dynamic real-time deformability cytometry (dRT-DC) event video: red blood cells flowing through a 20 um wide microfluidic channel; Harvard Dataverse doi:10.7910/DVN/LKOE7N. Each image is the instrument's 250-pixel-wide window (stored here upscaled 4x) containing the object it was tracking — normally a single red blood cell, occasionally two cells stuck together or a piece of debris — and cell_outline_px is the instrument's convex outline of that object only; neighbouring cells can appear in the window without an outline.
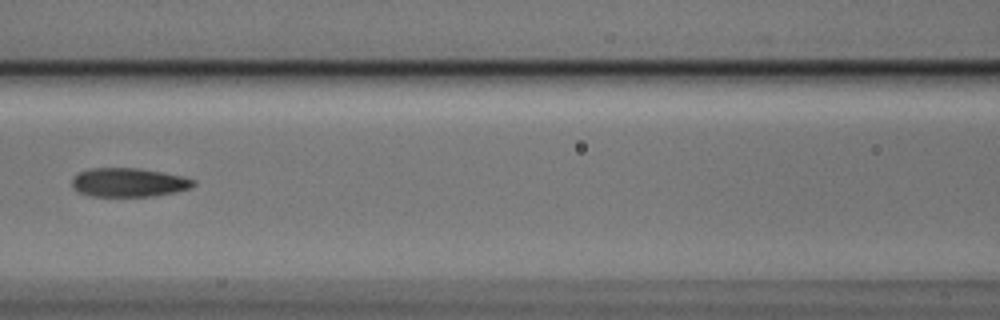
{"species": "Egyptian fruit bat (a non-hibernating species)", "species_latin": "Rousettus aegyptiacus", "temperature_condition": "cold", "stored_images_in_passage": 6, "camera_frame_rate_fps": 3000, "um_per_image_px": 0.085, "animal": {"sex": "male"}, "frame": {"image": 1, "passage_image": 6, "time_ms": 1.667, "image_size_px": [1000, 320], "cell_outline_px": [[196, 184], [192, 188], [176, 192], [152, 196], [88, 196], [80, 192], [72, 184], [72, 176], [80, 172], [92, 168], [136, 168], [184, 176], [196, 180]], "centroid_in_image_um": [10.98, 15.51], "position_along_channel_um": 155.6, "area_um2": 20.4}}